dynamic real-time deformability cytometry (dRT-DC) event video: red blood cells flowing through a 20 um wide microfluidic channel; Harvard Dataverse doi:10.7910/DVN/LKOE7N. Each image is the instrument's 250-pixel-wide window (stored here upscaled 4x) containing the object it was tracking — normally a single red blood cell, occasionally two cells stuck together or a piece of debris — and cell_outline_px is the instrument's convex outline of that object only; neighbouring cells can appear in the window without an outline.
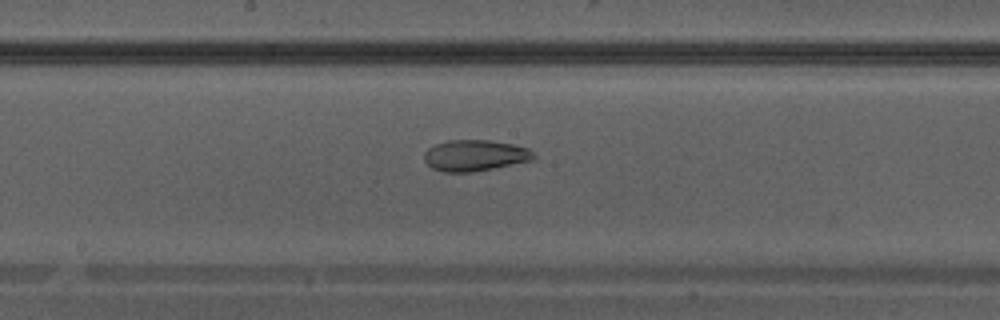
{"species": "Egyptian fruit bat (a non-hibernating species)", "species_latin": "Rousettus aegyptiacus", "temperature_condition": "warm", "stored_images_in_passage": 24, "camera_frame_rate_fps": 3000, "um_per_image_px": 0.085, "animal": {"sex": "male"}, "frame": {"image": 1, "passage_image": 11, "time_ms": 3.333, "image_size_px": [1000, 320], "cell_outline_px": [[536, 156], [532, 160], [472, 172], [444, 172], [432, 168], [424, 160], [424, 152], [428, 148], [436, 144], [448, 140], [488, 140], [512, 144], [528, 148]], "centroid_in_image_um": [40.34, 13.21], "position_along_channel_um": 207.9, "area_um2": 19.71}}
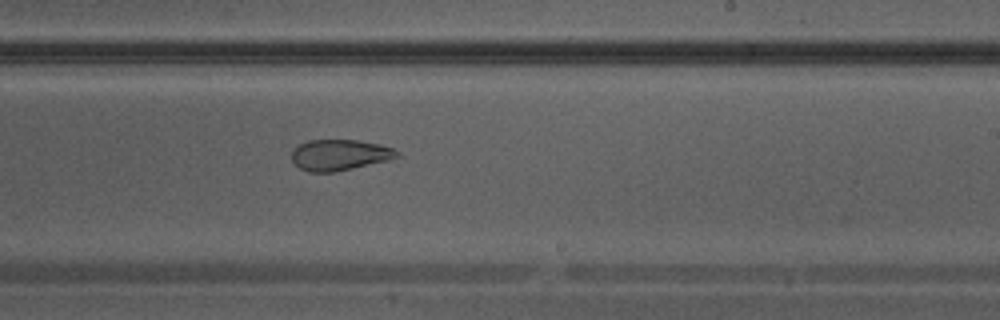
{"frame": {"image": 2, "passage_image": 14, "time_ms": 4.333, "image_size_px": [1000, 320], "cell_outline_px": [[400, 156], [388, 160], [352, 168], [332, 172], [308, 172], [300, 168], [292, 160], [292, 152], [300, 144], [308, 140], [356, 140], [380, 144], [392, 148], [400, 152]], "centroid_in_image_um": [28.88, 13.16], "position_along_channel_um": 260.1, "area_um2": 18.79}}